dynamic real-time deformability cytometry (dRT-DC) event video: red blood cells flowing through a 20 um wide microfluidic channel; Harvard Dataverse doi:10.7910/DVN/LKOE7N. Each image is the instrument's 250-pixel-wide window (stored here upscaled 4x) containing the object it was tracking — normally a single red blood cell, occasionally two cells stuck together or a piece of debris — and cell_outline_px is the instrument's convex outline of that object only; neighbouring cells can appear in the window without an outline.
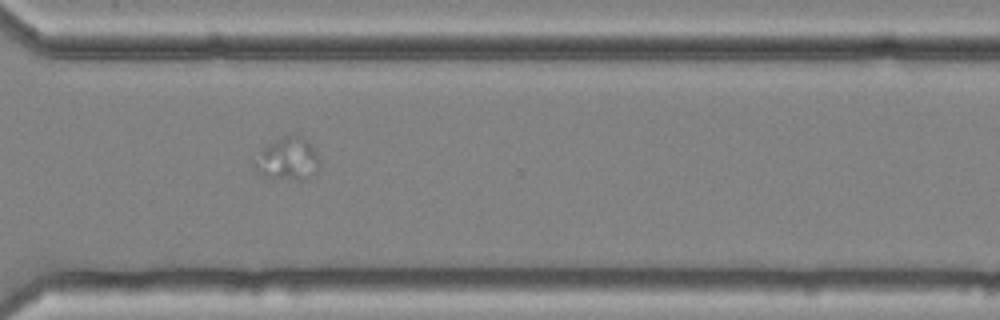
{"species": "common noctule bat (a hibernating species)", "species_latin": "Nyctalus noctula", "temperature_condition": "cold", "stored_images_in_passage": 58, "camera_frame_rate_fps": 3000, "um_per_image_px": 0.085, "animal": {"sex": "female", "body_mass_g": 25.1}, "frame": {"image": 1, "passage_image": 44, "time_ms": 14.333, "image_size_px": [1000, 320], "cell_outline_px": [[316, 168], [308, 180], [300, 180], [268, 176], [256, 172], [252, 160], [260, 148], [292, 132], [300, 132], [308, 140], [316, 152]], "centroid_in_image_um": [24.4, 13.44], "position_along_channel_um": 346.2, "area_um2": 16.3}}